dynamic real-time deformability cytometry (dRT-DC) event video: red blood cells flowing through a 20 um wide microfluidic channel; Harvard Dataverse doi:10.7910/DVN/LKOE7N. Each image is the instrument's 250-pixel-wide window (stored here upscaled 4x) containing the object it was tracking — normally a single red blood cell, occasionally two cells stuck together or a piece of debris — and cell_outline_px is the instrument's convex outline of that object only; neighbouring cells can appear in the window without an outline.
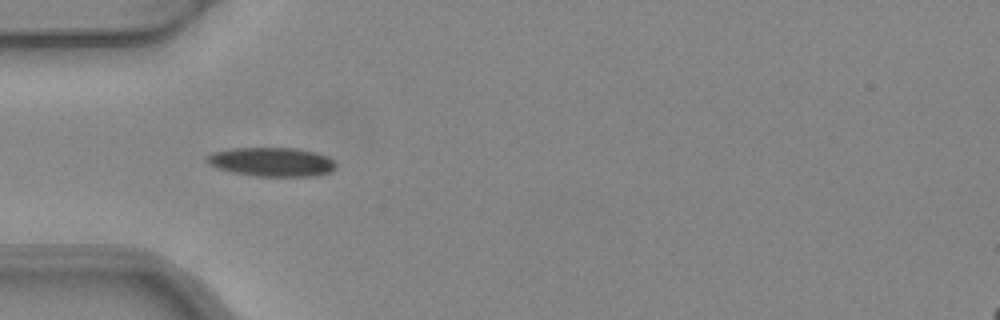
{"species": "common noctule bat (a hibernating species)", "species_latin": "Nyctalus noctula", "temperature_condition": "warm", "stored_images_in_passage": 5, "camera_frame_rate_fps": 3000, "um_per_image_px": 0.085, "animal": {"sex": "female", "body_mass_g": 24.6, "forearm_length_mm": 56.2}, "frame": {"image": 1, "passage_image": 3, "time_ms": 0.667, "image_size_px": [1000, 320], "cell_outline_px": [[336, 168], [328, 172], [312, 176], [256, 176], [232, 172], [216, 168], [208, 164], [204, 160], [204, 156], [212, 152], [232, 148], [296, 148], [316, 152], [328, 156], [336, 164]], "centroid_in_image_um": [23.04, 13.75], "position_along_channel_um": 62.0, "area_um2": 21.96}}
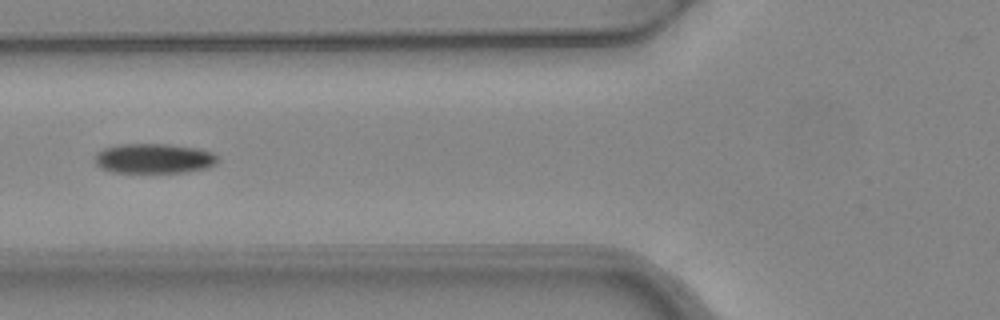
{"frame": {"image": 2, "passage_image": 4, "time_ms": 1.0, "image_size_px": [1000, 320], "cell_outline_px": [[220, 160], [208, 168], [184, 172], [112, 172], [100, 168], [96, 164], [96, 152], [104, 148], [120, 144], [168, 144], [200, 148], [212, 152]], "centroid_in_image_um": [13.1, 13.46], "position_along_channel_um": 112.7, "area_um2": 21.44}}
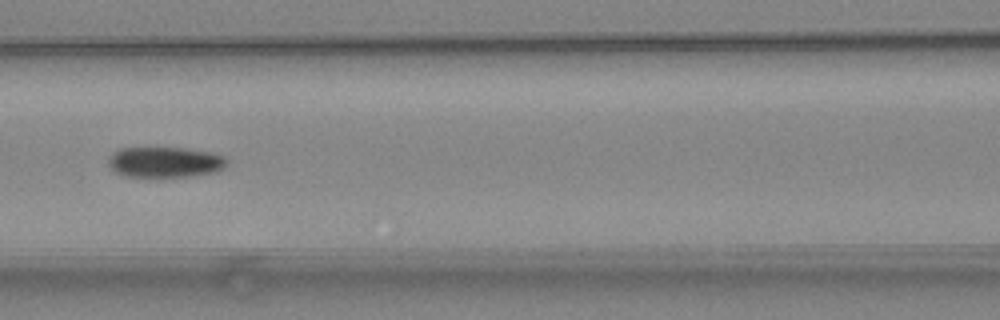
{"frame": {"image": 3, "passage_image": 5, "time_ms": 1.333, "image_size_px": [1000, 320], "cell_outline_px": [[228, 160], [216, 172], [188, 176], [124, 176], [112, 172], [108, 164], [108, 156], [112, 152], [120, 148], [184, 148], [208, 152], [224, 156]], "centroid_in_image_um": [13.93, 13.77], "position_along_channel_um": 152.7, "area_um2": 20.98}}